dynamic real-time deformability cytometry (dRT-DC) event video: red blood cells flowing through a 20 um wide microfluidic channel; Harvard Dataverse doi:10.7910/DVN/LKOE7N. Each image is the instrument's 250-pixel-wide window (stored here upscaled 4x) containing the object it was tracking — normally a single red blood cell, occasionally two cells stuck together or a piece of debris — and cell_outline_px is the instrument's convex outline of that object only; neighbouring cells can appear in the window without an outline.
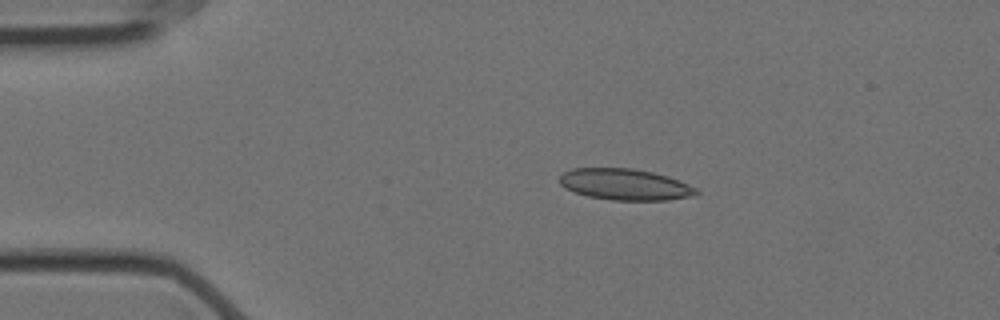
{"species": "Egyptian fruit bat (a non-hibernating species)", "species_latin": "Rousettus aegyptiacus", "temperature_condition": "cold", "stored_images_in_passage": 47, "camera_frame_rate_fps": 3000, "um_per_image_px": 0.085, "animal": {"sex": "female"}, "frame": {"image": 1, "passage_image": 1, "time_ms": 0.0, "image_size_px": [1000, 320], "cell_outline_px": [[700, 192], [696, 196], [668, 200], [612, 200], [588, 196], [564, 188], [560, 184], [560, 176], [564, 172], [572, 168], [632, 168], [652, 172], [668, 176], [680, 180], [696, 188]], "centroid_in_image_um": [53.16, 15.68], "position_along_channel_um": 31.8, "area_um2": 25.03}}
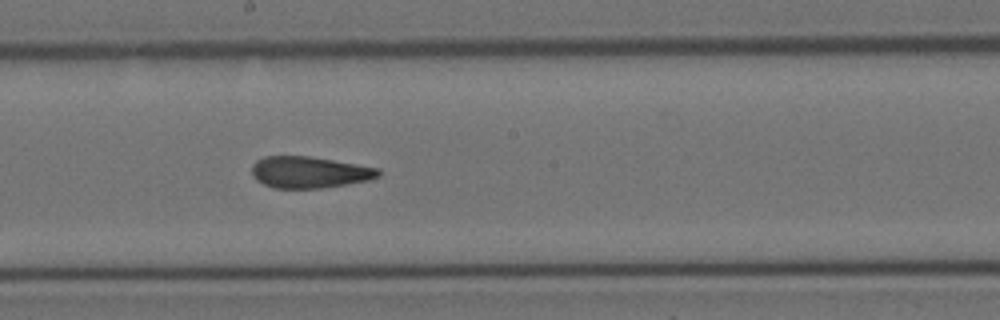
{"frame": {"image": 2, "passage_image": 21, "time_ms": 6.667, "image_size_px": [1000, 320], "cell_outline_px": [[380, 176], [372, 180], [320, 188], [272, 188], [256, 180], [252, 176], [252, 164], [256, 160], [264, 156], [308, 156], [380, 168]], "centroid_in_image_um": [26.29, 14.64], "position_along_channel_um": 221.9, "area_um2": 23.35}}
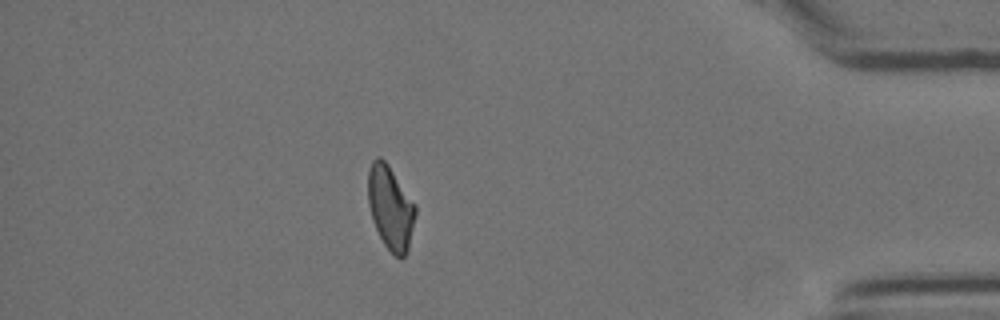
{"frame": {"image": 3, "passage_image": 40, "time_ms": 13.0, "image_size_px": [1000, 320], "cell_outline_px": [[416, 212], [408, 248], [404, 256], [400, 260], [384, 244], [372, 220], [368, 204], [368, 168], [372, 160], [376, 156], [380, 156], [388, 164], [416, 204]], "centroid_in_image_um": [33.18, 17.61], "position_along_channel_um": 402.0, "area_um2": 23.12}, "authors_computed_cell_mechanics": {"area_um2": 23.8714, "velocity_mm_per_s": 3.5259, "shape_relaxation_time_tau1_ms": null, "shape_relaxation_time_tau2_ms": 3.2049, "deformation_change_tau1": null, "deformation_change_tau2": 0.1112}}